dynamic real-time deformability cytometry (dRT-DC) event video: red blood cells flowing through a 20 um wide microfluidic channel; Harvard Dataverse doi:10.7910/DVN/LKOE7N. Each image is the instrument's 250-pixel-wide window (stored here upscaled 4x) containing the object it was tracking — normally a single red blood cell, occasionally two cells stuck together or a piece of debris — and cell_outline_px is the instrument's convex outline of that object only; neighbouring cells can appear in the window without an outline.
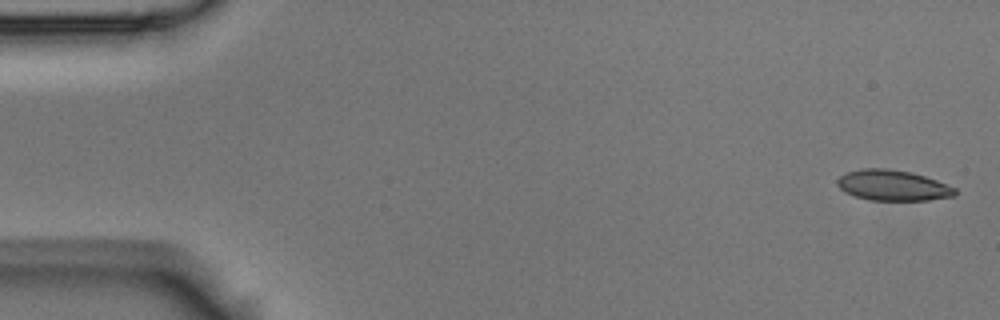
{"species": "Egyptian fruit bat (a non-hibernating species)", "species_latin": "Rousettus aegyptiacus", "temperature_condition": "room temperature", "stored_images_in_passage": 5, "camera_frame_rate_fps": 3000, "um_per_image_px": 0.085, "animal": {"sex": "male"}, "frame": {"image": 1, "passage_image": 1, "time_ms": 0.0, "image_size_px": [1000, 320], "cell_outline_px": [[956, 196], [928, 200], [868, 200], [844, 192], [836, 184], [836, 180], [840, 176], [848, 172], [864, 168], [884, 168], [912, 172], [936, 180], [956, 188]], "centroid_in_image_um": [75.89, 15.76], "position_along_channel_um": 9.1, "area_um2": 20.98}}
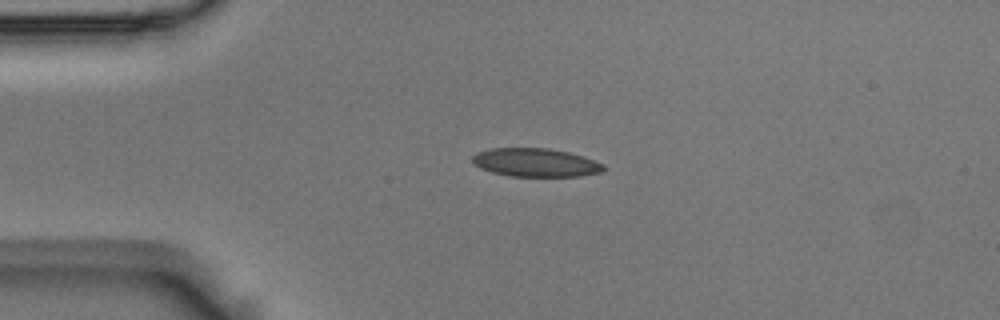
{"frame": {"image": 2, "passage_image": 4, "time_ms": 1.0, "image_size_px": [1000, 320], "cell_outline_px": [[608, 168], [600, 172], [580, 176], [512, 176], [492, 172], [480, 168], [472, 160], [472, 156], [476, 152], [488, 148], [548, 148], [568, 152], [604, 164]], "centroid_in_image_um": [45.51, 13.81], "position_along_channel_um": 39.5, "area_um2": 21.62}}